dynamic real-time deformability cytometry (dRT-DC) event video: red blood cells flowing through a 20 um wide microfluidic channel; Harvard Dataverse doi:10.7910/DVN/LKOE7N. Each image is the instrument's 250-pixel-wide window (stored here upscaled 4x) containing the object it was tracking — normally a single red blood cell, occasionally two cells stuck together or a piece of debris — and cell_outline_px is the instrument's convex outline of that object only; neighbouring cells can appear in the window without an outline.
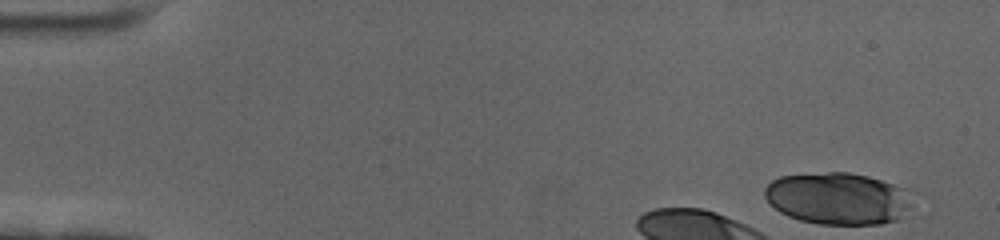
{"species": "human", "species_latin": "Homo sapiens", "temperature_condition": "cold", "stored_images_in_passage": 10, "camera_frame_rate_fps": 3000, "um_per_image_px": 0.085, "donor": {"sex": "female"}, "frame": {"image": 1, "passage_image": 1, "time_ms": 0.0, "image_size_px": [1000, 240], "cell_outline_px": [[916, 196], [912, 208], [900, 220], [880, 224], [820, 224], [800, 220], [788, 216], [780, 212], [764, 196], [764, 188], [772, 180], [780, 176], [828, 172], [848, 172], [868, 176], [908, 188], [916, 192]], "centroid_in_image_um": [71.36, 16.87], "position_along_channel_um": 13.6, "area_um2": 45.66}}